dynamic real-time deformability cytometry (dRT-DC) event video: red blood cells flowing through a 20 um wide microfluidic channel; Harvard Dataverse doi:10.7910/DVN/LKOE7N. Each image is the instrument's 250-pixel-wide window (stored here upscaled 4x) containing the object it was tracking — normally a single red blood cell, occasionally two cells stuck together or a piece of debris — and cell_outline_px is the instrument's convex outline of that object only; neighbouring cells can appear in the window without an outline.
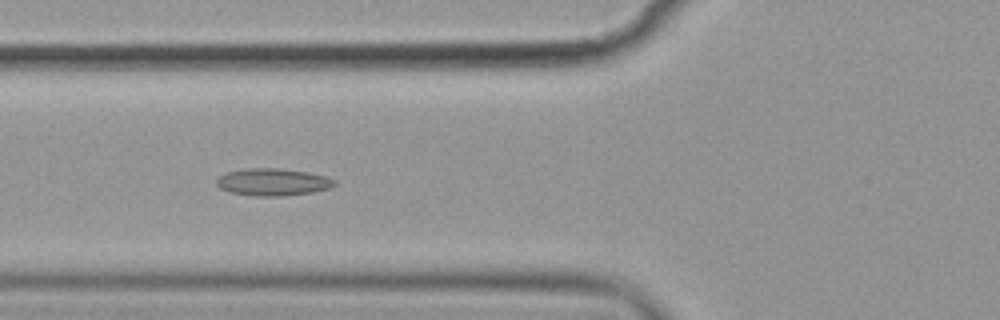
{"species": "common noctule bat (a hibernating species)", "species_latin": "Nyctalus noctula", "temperature_condition": "cold", "stored_images_in_passage": 3, "camera_frame_rate_fps": 3000, "um_per_image_px": 0.085, "animal": {"sex": "female", "body_mass_g": 19.9}, "frame": {"image": 1, "passage_image": 2, "time_ms": 1.333, "image_size_px": [1000, 320], "cell_outline_px": [[336, 184], [328, 188], [312, 192], [284, 196], [256, 196], [228, 192], [220, 188], [216, 184], [216, 180], [220, 176], [228, 172], [248, 168], [276, 168], [308, 172], [328, 176], [336, 180]], "centroid_in_image_um": [23.2, 15.48], "position_along_channel_um": 102.6, "area_um2": 18.73}}
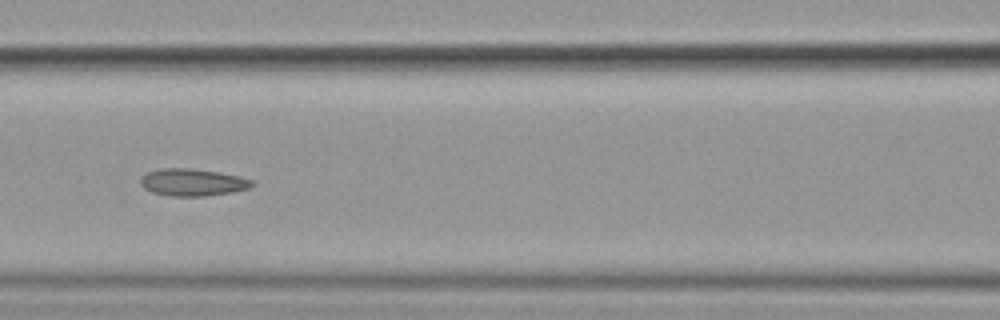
{"frame": {"image": 2, "passage_image": 3, "time_ms": 2.667, "image_size_px": [1000, 320], "cell_outline_px": [[256, 184], [248, 188], [232, 192], [204, 196], [172, 196], [152, 192], [144, 188], [140, 184], [140, 176], [148, 172], [160, 168], [192, 168], [220, 172], [240, 176], [252, 180]], "centroid_in_image_um": [16.36, 15.49], "position_along_channel_um": 150.2, "area_um2": 17.8}}